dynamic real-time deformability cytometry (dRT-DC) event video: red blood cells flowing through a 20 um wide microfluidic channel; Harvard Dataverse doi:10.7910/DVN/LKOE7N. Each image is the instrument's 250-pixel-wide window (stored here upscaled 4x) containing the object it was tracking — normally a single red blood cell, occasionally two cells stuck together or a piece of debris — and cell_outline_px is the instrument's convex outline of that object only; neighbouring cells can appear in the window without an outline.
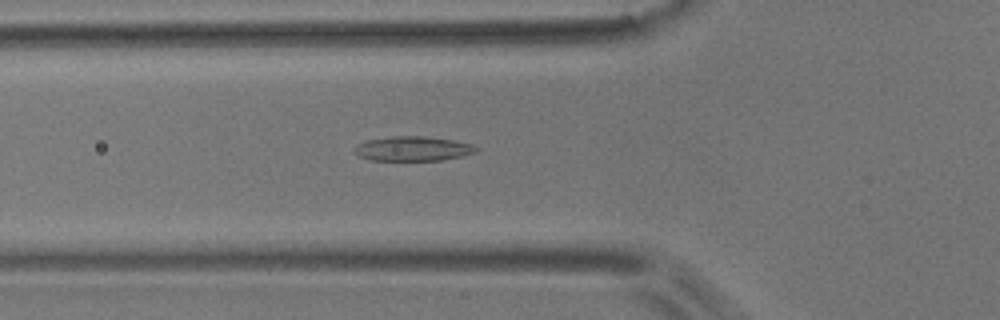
{"species": "common noctule bat (a hibernating species)", "species_latin": "Nyctalus noctula", "temperature_condition": "room temperature", "stored_images_in_passage": 46, "camera_frame_rate_fps": 3000, "um_per_image_px": 0.085, "animal": {"sex": "male", "body_mass_g": 17.9}, "frame": {"image": 1, "passage_image": 11, "time_ms": 3.333, "image_size_px": [1000, 320], "cell_outline_px": [[480, 148], [476, 152], [460, 156], [440, 160], [372, 160], [356, 156], [352, 152], [352, 148], [356, 144], [368, 140], [392, 136], [424, 136], [452, 140], [472, 144]], "centroid_in_image_um": [35.03, 12.63], "position_along_channel_um": 90.8, "area_um2": 17.51}}
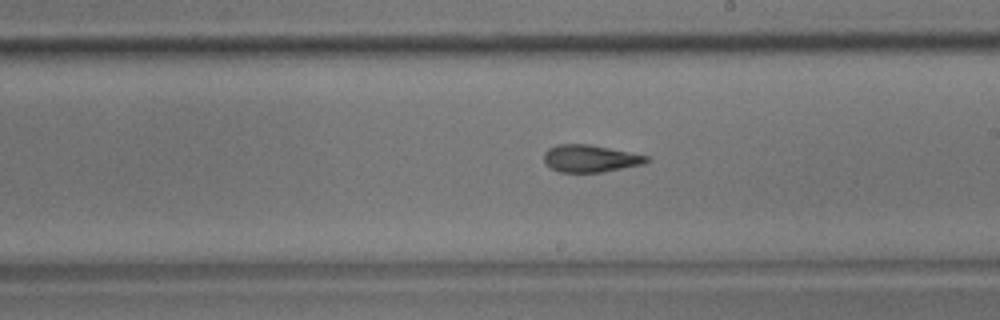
{"frame": {"image": 2, "passage_image": 23, "time_ms": 7.333, "image_size_px": [1000, 320], "cell_outline_px": [[652, 160], [644, 164], [600, 172], [560, 172], [552, 168], [544, 160], [544, 152], [548, 148], [556, 144], [588, 144], [648, 156]], "centroid_in_image_um": [50.17, 13.47], "position_along_channel_um": 238.8, "area_um2": 16.13}}
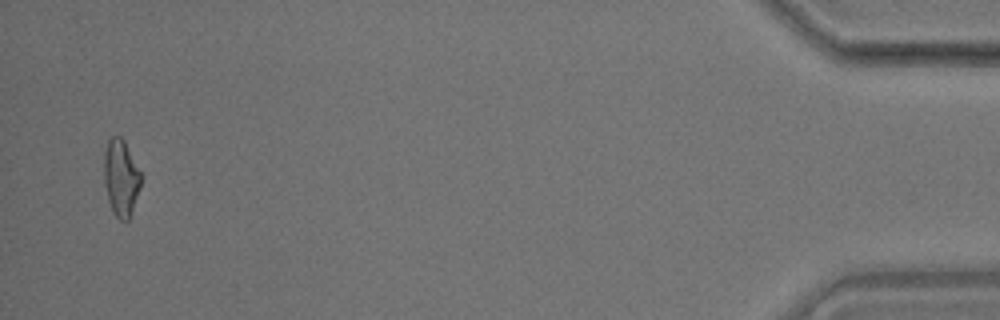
{"frame": {"image": 3, "passage_image": 45, "time_ms": 14.667, "image_size_px": [1000, 320], "cell_outline_px": [[144, 176], [140, 188], [128, 220], [120, 220], [112, 212], [108, 200], [104, 184], [104, 152], [108, 140], [112, 136], [120, 136], [124, 140]], "centroid_in_image_um": [10.3, 15.09], "position_along_channel_um": 424.9, "area_um2": 16.76}, "authors_computed_cell_mechanics": {"area_um2": 16.6464, "velocity_mm_per_s": 3.6905, "shape_relaxation_time_tau1_ms": 9.0341, "shape_relaxation_time_tau2_ms": 2.5047, "deformation_change_tau1": 0.2037, "deformation_change_tau2": 0.1148}}